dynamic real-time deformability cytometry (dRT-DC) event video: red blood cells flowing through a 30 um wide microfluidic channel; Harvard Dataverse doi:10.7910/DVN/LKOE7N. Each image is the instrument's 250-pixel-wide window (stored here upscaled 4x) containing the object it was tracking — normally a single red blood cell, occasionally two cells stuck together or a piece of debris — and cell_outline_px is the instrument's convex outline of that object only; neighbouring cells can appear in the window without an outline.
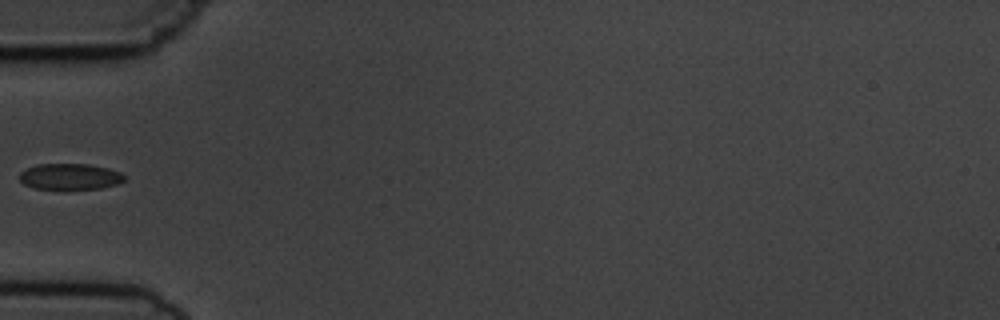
{"species": "common noctule bat (a hibernating species)", "species_latin": "Nyctalus noctula", "temperature_condition": "cold", "stored_images_in_passage": 6, "camera_frame_rate_fps": 3000, "um_per_image_px": 0.085, "animal": {"sex": "male", "body_mass_g": 19.5, "forearm_length_mm": 54.6}, "frame": {"image": 1, "passage_image": 5, "time_ms": 4.667, "image_size_px": [1000, 320], "cell_outline_px": [[124, 180], [116, 184], [100, 188], [36, 188], [24, 184], [20, 180], [20, 172], [36, 164], [88, 164], [108, 168], [120, 172], [124, 176]], "centroid_in_image_um": [5.94, 14.99], "position_along_channel_um": 79.1, "area_um2": 15.55}}
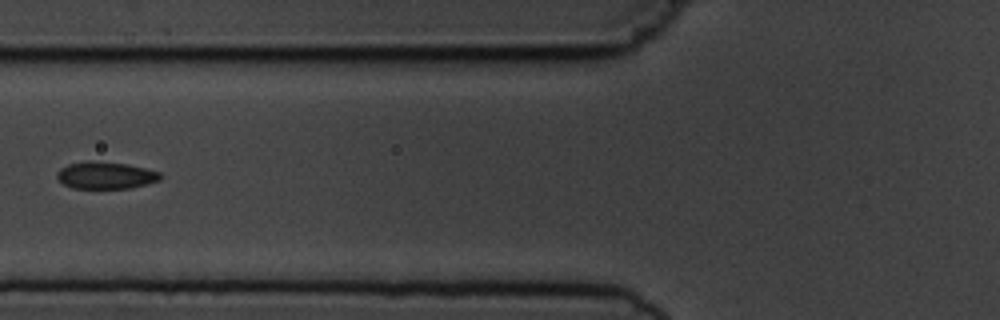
{"frame": {"image": 2, "passage_image": 6, "time_ms": 5.667, "image_size_px": [1000, 320], "cell_outline_px": [[160, 180], [132, 188], [72, 188], [64, 184], [56, 176], [56, 172], [60, 168], [68, 164], [88, 160], [128, 164], [160, 172]], "centroid_in_image_um": [8.96, 14.89], "position_along_channel_um": 116.8, "area_um2": 16.3}}